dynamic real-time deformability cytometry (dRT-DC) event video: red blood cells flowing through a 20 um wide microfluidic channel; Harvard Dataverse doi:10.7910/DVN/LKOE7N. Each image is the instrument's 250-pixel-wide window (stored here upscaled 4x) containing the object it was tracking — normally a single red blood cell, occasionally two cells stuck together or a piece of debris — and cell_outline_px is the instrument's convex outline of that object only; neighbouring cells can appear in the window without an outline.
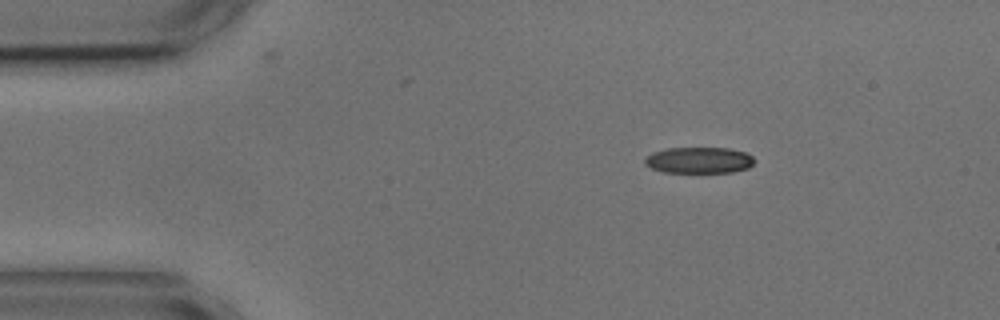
{"species": "common noctule bat (a hibernating species)", "species_latin": "Nyctalus noctula", "temperature_condition": "cold", "stored_images_in_passage": 2, "camera_frame_rate_fps": 3000, "um_per_image_px": 0.085, "animal": {"sex": "male", "body_mass_g": 17.9, "forearm_length_mm": 54.2}, "frame": {"image": 1, "passage_image": 1, "time_ms": 0.0, "image_size_px": [1000, 320], "cell_outline_px": [[756, 160], [748, 168], [732, 172], [664, 172], [652, 168], [644, 164], [644, 160], [652, 152], [668, 148], [728, 148], [744, 152], [752, 156]], "centroid_in_image_um": [59.42, 13.61], "position_along_channel_um": 25.6, "area_um2": 16.65}}